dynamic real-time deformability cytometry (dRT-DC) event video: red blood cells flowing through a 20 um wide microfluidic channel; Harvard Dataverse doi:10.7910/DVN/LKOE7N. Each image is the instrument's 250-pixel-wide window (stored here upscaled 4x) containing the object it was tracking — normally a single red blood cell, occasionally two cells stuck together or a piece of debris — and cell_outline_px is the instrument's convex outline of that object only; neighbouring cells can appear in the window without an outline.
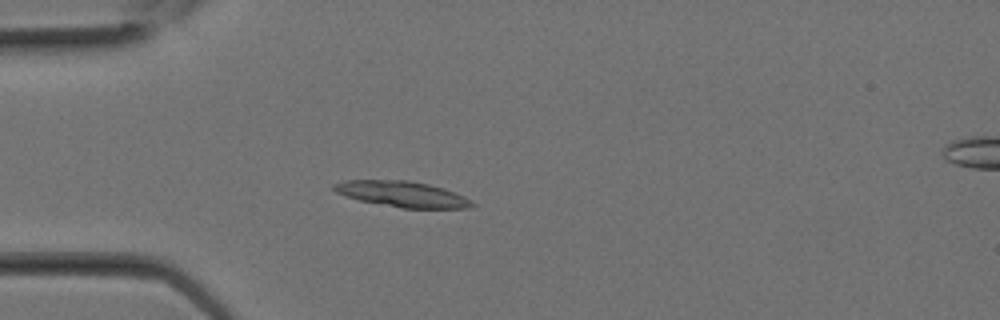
{"species": "Egyptian fruit bat (a non-hibernating species)", "species_latin": "Rousettus aegyptiacus", "temperature_condition": "room temperature", "stored_images_in_passage": 24, "camera_frame_rate_fps": 3000, "um_per_image_px": 0.085, "animal": {"sex": "female"}, "frame": {"image": 1, "passage_image": 6, "time_ms": 1.667, "image_size_px": [1000, 320], "cell_outline_px": [[476, 204], [468, 208], [400, 208], [360, 200], [344, 196], [336, 192], [332, 188], [332, 184], [344, 180], [408, 180], [428, 184], [444, 188], [464, 196], [472, 200]], "centroid_in_image_um": [34.18, 16.49], "position_along_channel_um": 50.8, "area_um2": 20.81}}
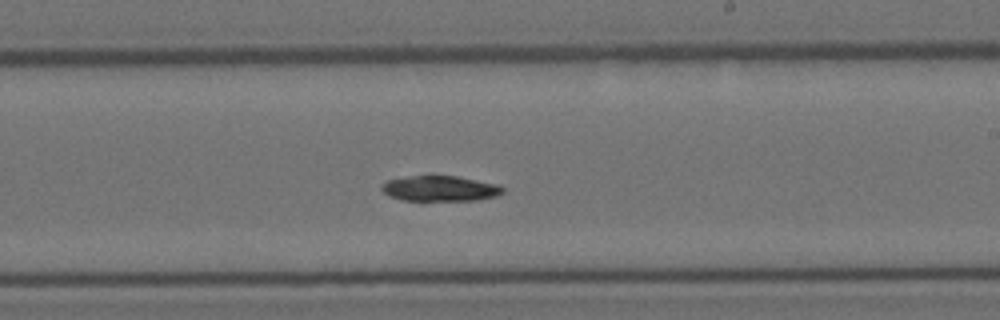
{"frame": {"image": 2, "passage_image": 14, "time_ms": 4.333, "image_size_px": [1000, 320], "cell_outline_px": [[504, 192], [496, 196], [476, 200], [400, 200], [388, 196], [380, 188], [388, 180], [408, 176], [432, 172], [456, 176], [496, 184], [504, 188]], "centroid_in_image_um": [37.36, 15.98], "position_along_channel_um": 251.6, "area_um2": 18.44}}
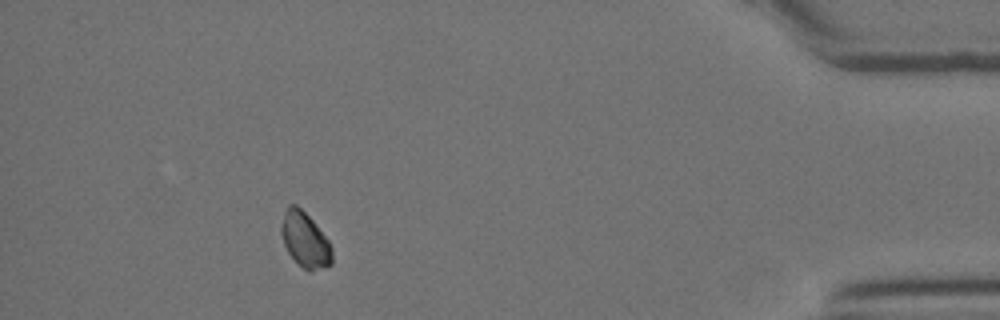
{"frame": {"image": 3, "passage_image": 22, "time_ms": 7.0, "image_size_px": [1000, 320], "cell_outline_px": [[332, 264], [312, 272], [308, 272], [288, 252], [284, 244], [280, 232], [280, 224], [284, 212], [288, 204], [296, 204], [312, 220], [328, 240], [332, 248]], "centroid_in_image_um": [25.91, 20.38], "position_along_channel_um": 409.3, "area_um2": 16.24}}